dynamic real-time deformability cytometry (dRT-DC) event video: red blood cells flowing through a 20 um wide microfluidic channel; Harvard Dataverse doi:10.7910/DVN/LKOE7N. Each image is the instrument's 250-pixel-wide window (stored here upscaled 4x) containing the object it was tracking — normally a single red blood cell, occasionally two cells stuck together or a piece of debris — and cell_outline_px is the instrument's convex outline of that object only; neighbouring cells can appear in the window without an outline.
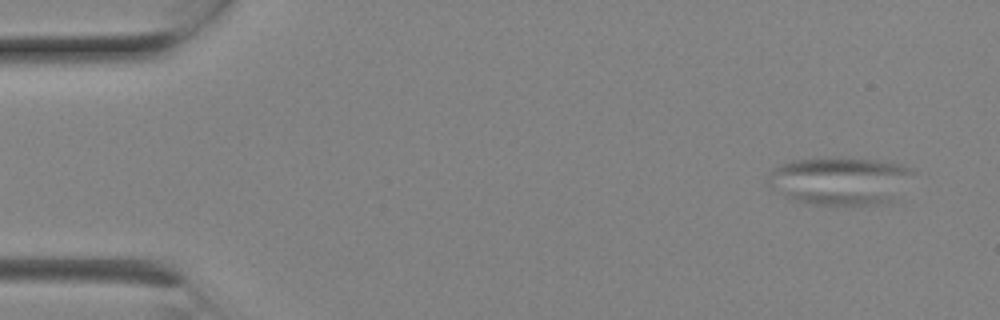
{"species": "Egyptian fruit bat (a non-hibernating species)", "species_latin": "Rousettus aegyptiacus", "temperature_condition": "room temperature", "stored_images_in_passage": 8, "camera_frame_rate_fps": 3000, "um_per_image_px": 0.085, "animal": {"sex": "female"}, "frame": {"image": 1, "passage_image": 2, "time_ms": 0.333, "image_size_px": [1000, 320], "cell_outline_px": [[916, 168], [892, 200], [880, 204], [808, 204], [792, 200], [768, 188], [768, 176], [772, 168], [780, 164], [792, 160], [816, 156], [836, 156], [892, 160]], "centroid_in_image_um": [71.34, 15.3], "position_along_channel_um": 13.7, "area_um2": 41.62}}
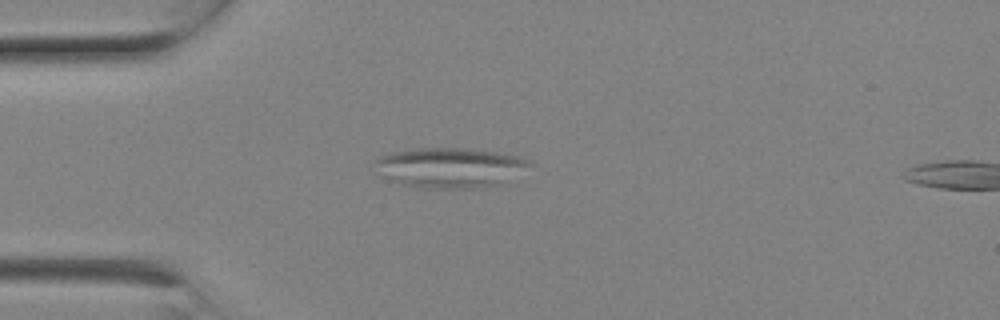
{"frame": {"image": 2, "passage_image": 6, "time_ms": 1.667, "image_size_px": [1000, 320], "cell_outline_px": [[532, 160], [508, 184], [480, 188], [424, 188], [400, 184], [372, 172], [376, 160], [380, 156], [392, 152], [412, 148], [476, 148], [504, 152], [520, 156]], "centroid_in_image_um": [38.25, 14.24], "position_along_channel_um": 46.7, "area_um2": 37.11}}